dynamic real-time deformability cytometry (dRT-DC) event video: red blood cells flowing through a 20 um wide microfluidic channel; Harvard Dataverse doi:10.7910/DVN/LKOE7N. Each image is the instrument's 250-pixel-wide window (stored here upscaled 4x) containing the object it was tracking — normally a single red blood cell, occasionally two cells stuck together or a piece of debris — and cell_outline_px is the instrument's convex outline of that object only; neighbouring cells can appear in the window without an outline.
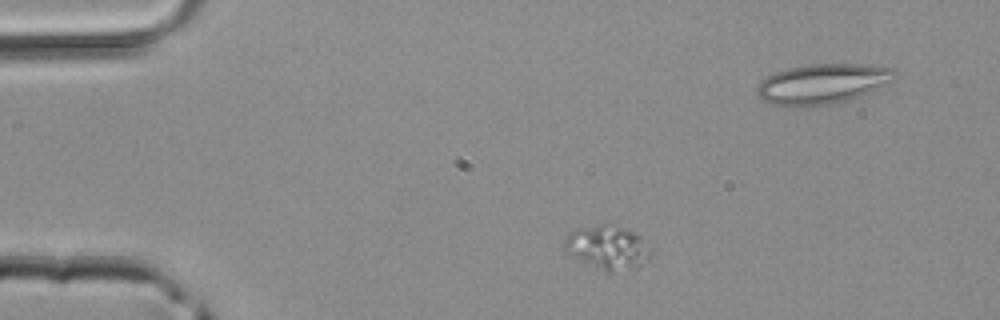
{"species": "common noctule bat (a hibernating species)", "species_latin": "Nyctalus noctula", "temperature_condition": "room temperature", "stored_images_in_passage": 4, "camera_frame_rate_fps": 3000, "um_per_image_px": 0.085, "animal": {"sex": "male", "body_mass_g": 20.4}, "frame": {"image": 1, "passage_image": 2, "time_ms": 0.333, "image_size_px": [1000, 320], "cell_outline_px": [[648, 260], [640, 264], [612, 272], [604, 272], [572, 256], [564, 244], [564, 240], [576, 228], [604, 224], [608, 224], [624, 228], [640, 236], [648, 252]], "centroid_in_image_um": [51.58, 21.02], "position_along_channel_um": 33.4, "area_um2": 21.04}}